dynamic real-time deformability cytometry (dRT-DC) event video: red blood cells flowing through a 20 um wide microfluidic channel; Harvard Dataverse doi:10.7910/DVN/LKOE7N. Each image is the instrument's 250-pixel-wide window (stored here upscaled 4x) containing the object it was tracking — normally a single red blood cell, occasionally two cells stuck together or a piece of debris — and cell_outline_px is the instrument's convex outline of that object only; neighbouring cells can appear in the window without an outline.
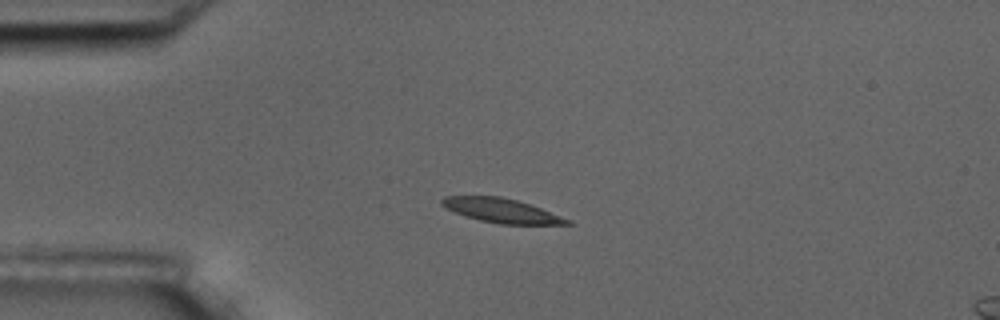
{"species": "common noctule bat (a hibernating species)", "species_latin": "Nyctalus noctula", "temperature_condition": "room temperature", "stored_images_in_passage": 44, "camera_frame_rate_fps": 3000, "um_per_image_px": 0.085, "animal": {"sex": "male", "body_mass_g": 17.5, "forearm_length_mm": 52.3}, "frame": {"image": 1, "passage_image": 1, "time_ms": 0.0, "image_size_px": [1000, 320], "cell_outline_px": [[572, 224], [500, 224], [480, 220], [444, 208], [440, 204], [440, 200], [444, 196], [500, 196], [516, 200], [540, 208], [572, 220]], "centroid_in_image_um": [42.6, 17.89], "position_along_channel_um": 42.4, "area_um2": 17.46}}
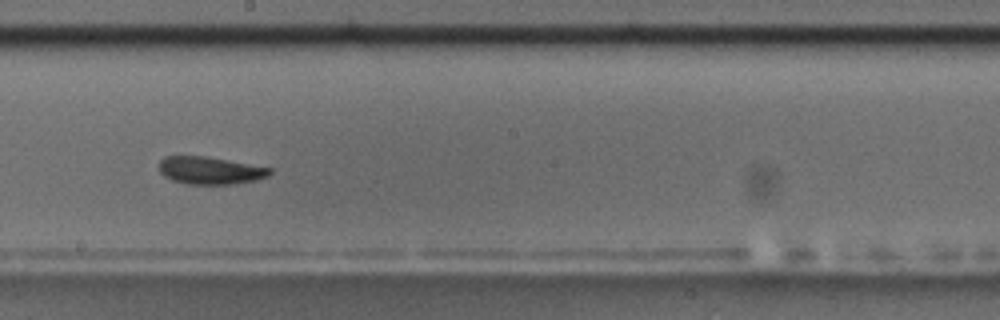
{"frame": {"image": 2, "passage_image": 19, "time_ms": 6.0, "image_size_px": [1000, 320], "cell_outline_px": [[272, 172], [268, 176], [256, 180], [232, 184], [184, 184], [172, 180], [164, 176], [160, 172], [160, 160], [164, 156], [204, 156], [272, 168]], "centroid_in_image_um": [17.85, 14.49], "position_along_channel_um": 230.4, "area_um2": 17.69}}
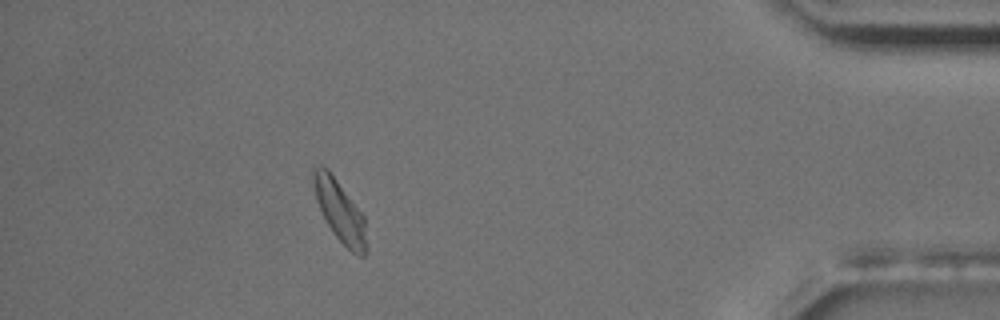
{"frame": {"image": 3, "passage_image": 38, "time_ms": 12.333, "image_size_px": [1000, 320], "cell_outline_px": [[368, 252], [364, 256], [360, 256], [352, 252], [336, 236], [328, 224], [316, 200], [308, 176], [312, 168], [328, 168], [364, 216], [368, 244]], "centroid_in_image_um": [28.87, 17.92], "position_along_channel_um": 406.3, "area_um2": 19.19}, "authors_computed_cell_mechanics": {"area_um2": 18.0914, "velocity_mm_per_s": 3.5472, "shape_relaxation_time_tau1_ms": 1.9945, "shape_relaxation_time_tau2_ms": 2.0364, "deformation_change_tau1": 0.1358, "deformation_change_tau2": 0.0888}}